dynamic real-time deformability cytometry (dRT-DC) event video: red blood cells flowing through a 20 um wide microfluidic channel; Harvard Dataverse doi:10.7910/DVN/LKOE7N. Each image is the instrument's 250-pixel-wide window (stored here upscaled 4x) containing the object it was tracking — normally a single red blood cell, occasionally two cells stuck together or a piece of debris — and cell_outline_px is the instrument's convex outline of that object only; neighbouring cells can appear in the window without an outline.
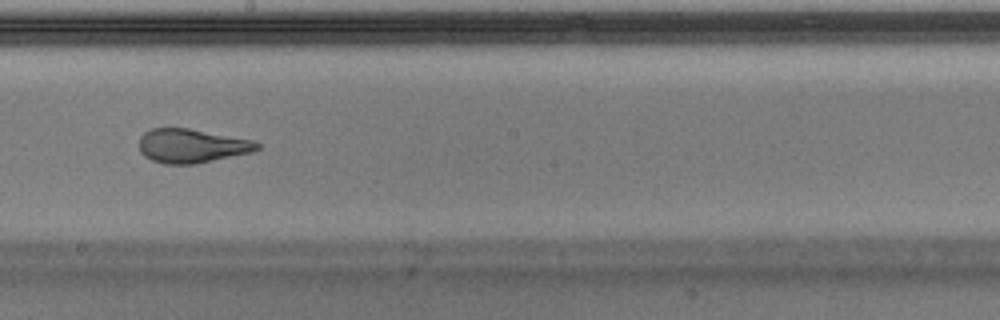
{"species": "Egyptian fruit bat (a non-hibernating species)", "species_latin": "Rousettus aegyptiacus", "temperature_condition": "warm", "stored_images_in_passage": 20, "camera_frame_rate_fps": 3000, "um_per_image_px": 0.085, "animal": {"sex": "male"}, "frame": {"image": 1, "passage_image": 15, "time_ms": 4.667, "image_size_px": [1000, 320], "cell_outline_px": [[260, 148], [252, 152], [196, 164], [164, 164], [152, 160], [144, 156], [140, 152], [140, 136], [144, 132], [152, 128], [188, 128], [256, 140], [260, 144]], "centroid_in_image_um": [16.32, 12.39], "position_along_channel_um": 231.9, "area_um2": 23.52}}